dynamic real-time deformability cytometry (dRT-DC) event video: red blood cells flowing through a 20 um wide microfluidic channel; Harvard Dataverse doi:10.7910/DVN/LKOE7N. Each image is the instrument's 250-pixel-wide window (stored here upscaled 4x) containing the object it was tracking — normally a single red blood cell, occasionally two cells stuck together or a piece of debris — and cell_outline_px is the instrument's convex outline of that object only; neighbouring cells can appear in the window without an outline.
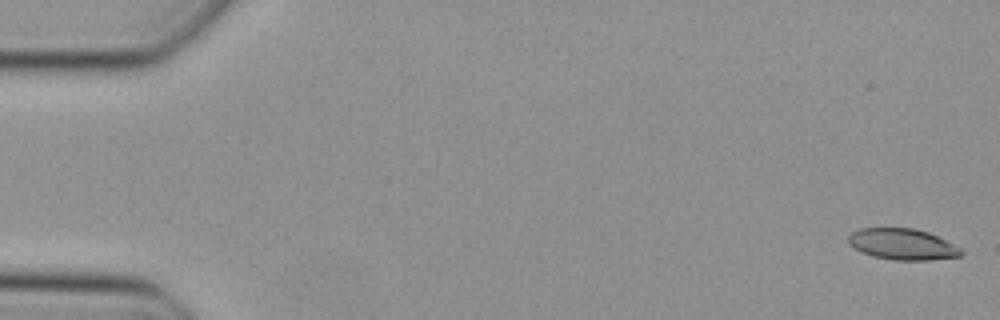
{"species": "Egyptian fruit bat (a non-hibernating species)", "species_latin": "Rousettus aegyptiacus", "temperature_condition": "cold", "stored_images_in_passage": 4, "camera_frame_rate_fps": 3000, "um_per_image_px": 0.085, "animal": {"sex": "female"}, "frame": {"image": 1, "passage_image": 1, "time_ms": 0.0, "image_size_px": [1000, 320], "cell_outline_px": [[964, 252], [960, 256], [928, 260], [892, 260], [872, 256], [860, 252], [848, 244], [848, 236], [852, 232], [860, 228], [912, 228], [928, 232], [960, 248]], "centroid_in_image_um": [76.66, 20.76], "position_along_channel_um": 8.3, "area_um2": 20.4}}